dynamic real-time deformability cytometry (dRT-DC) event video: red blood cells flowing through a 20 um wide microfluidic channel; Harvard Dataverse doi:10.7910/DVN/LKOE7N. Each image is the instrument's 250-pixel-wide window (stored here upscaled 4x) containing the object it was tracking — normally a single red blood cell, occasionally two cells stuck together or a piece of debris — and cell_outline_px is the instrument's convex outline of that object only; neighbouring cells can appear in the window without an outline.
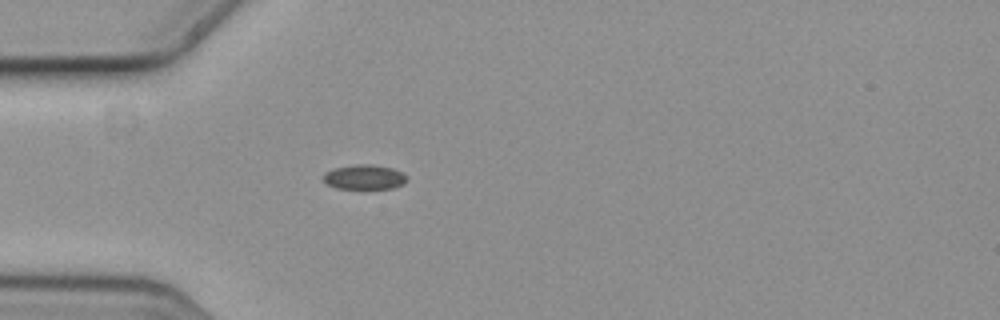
{"species": "common noctule bat (a hibernating species)", "species_latin": "Nyctalus noctula", "temperature_condition": "cold", "stored_images_in_passage": 4, "camera_frame_rate_fps": 3000, "um_per_image_px": 0.085, "animal": {"sex": "female", "body_mass_g": 19.3, "forearm_length_mm": 54.1}, "frame": {"image": 1, "passage_image": 4, "time_ms": 1.0, "image_size_px": [1000, 320], "cell_outline_px": [[408, 180], [404, 184], [392, 188], [336, 188], [328, 184], [324, 180], [324, 172], [336, 168], [356, 164], [372, 164], [392, 168], [408, 176]], "centroid_in_image_um": [31.01, 15.04], "position_along_channel_um": 54.0, "area_um2": 11.91}}